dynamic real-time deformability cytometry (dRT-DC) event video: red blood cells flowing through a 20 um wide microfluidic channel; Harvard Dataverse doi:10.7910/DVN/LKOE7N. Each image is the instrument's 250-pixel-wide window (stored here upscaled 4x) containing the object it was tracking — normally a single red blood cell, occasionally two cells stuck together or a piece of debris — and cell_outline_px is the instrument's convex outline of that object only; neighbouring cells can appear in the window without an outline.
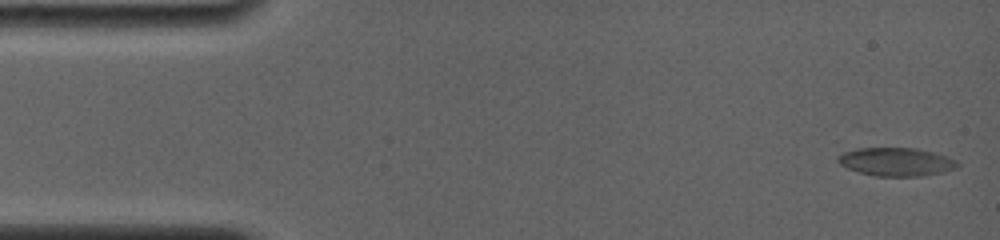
{"species": "common noctule bat (a hibernating species)", "species_latin": "Nyctalus noctula", "temperature_condition": "room temperature", "stored_images_in_passage": 15, "camera_frame_rate_fps": 4000, "um_per_image_px": 0.085, "animal": {"sex": "female", "body_mass_g": 19.0, "forearm_length_mm": 56.7}, "frame": {"image": 1, "passage_image": 1, "time_ms": 0.0, "image_size_px": [1000, 240], "cell_outline_px": [[960, 164], [956, 168], [944, 172], [920, 176], [876, 176], [860, 172], [848, 168], [840, 164], [836, 160], [836, 156], [844, 152], [856, 148], [916, 148], [948, 156], [956, 160]], "centroid_in_image_um": [76.18, 13.75], "position_along_channel_um": 8.8, "area_um2": 19.77}}
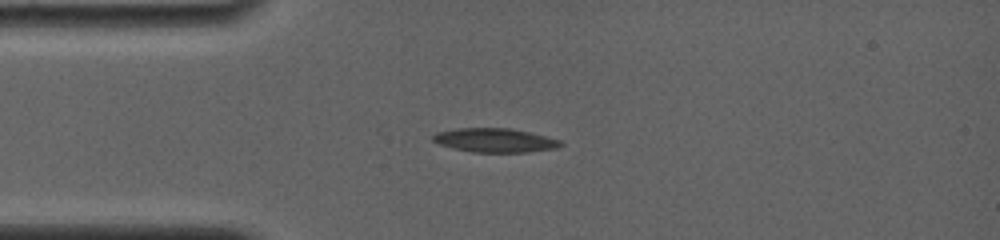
{"frame": {"image": 2, "passage_image": 10, "time_ms": 3.5, "image_size_px": [1000, 240], "cell_outline_px": [[564, 144], [556, 148], [528, 152], [472, 152], [452, 148], [440, 144], [432, 140], [432, 136], [436, 132], [456, 128], [512, 128], [560, 140]], "centroid_in_image_um": [42.04, 11.92], "position_along_channel_um": 43.0, "area_um2": 17.8}}
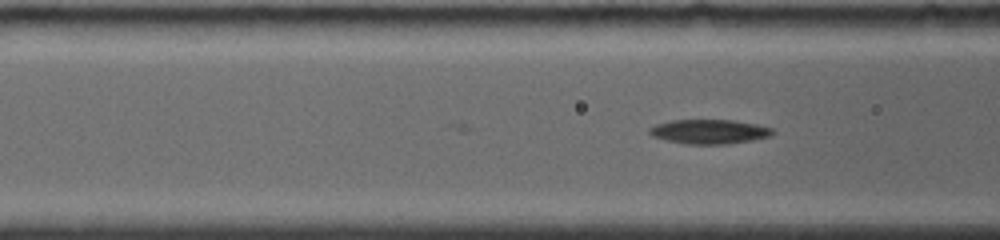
{"frame": {"image": 3, "passage_image": 15, "time_ms": 5.5, "image_size_px": [1000, 240], "cell_outline_px": [[776, 132], [772, 136], [752, 140], [728, 144], [684, 144], [652, 136], [648, 132], [648, 128], [656, 124], [672, 120], [732, 120], [756, 124], [772, 128]], "centroid_in_image_um": [60.31, 11.19], "position_along_channel_um": 106.3, "area_um2": 17.57}}